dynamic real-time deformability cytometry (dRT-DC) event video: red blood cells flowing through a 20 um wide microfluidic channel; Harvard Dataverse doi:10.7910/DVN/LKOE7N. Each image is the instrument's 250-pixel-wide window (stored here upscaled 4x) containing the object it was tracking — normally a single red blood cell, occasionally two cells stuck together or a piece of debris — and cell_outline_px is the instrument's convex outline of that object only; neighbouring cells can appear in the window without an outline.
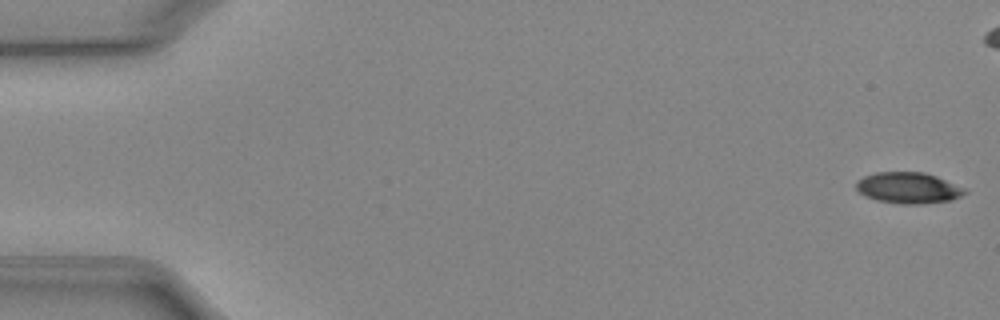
{"species": "Egyptian fruit bat (a non-hibernating species)", "species_latin": "Rousettus aegyptiacus", "temperature_condition": "cold", "stored_images_in_passage": 46, "camera_frame_rate_fps": 3000, "um_per_image_px": 0.085, "animal": {"sex": "female"}, "frame": {"image": 1, "passage_image": 1, "time_ms": 0.0, "image_size_px": [1000, 320], "cell_outline_px": [[968, 192], [952, 200], [924, 204], [900, 204], [876, 200], [864, 196], [856, 188], [856, 180], [864, 176], [876, 172], [924, 172], [936, 176], [964, 188]], "centroid_in_image_um": [77.18, 15.98], "position_along_channel_um": 7.8, "area_um2": 19.77}}
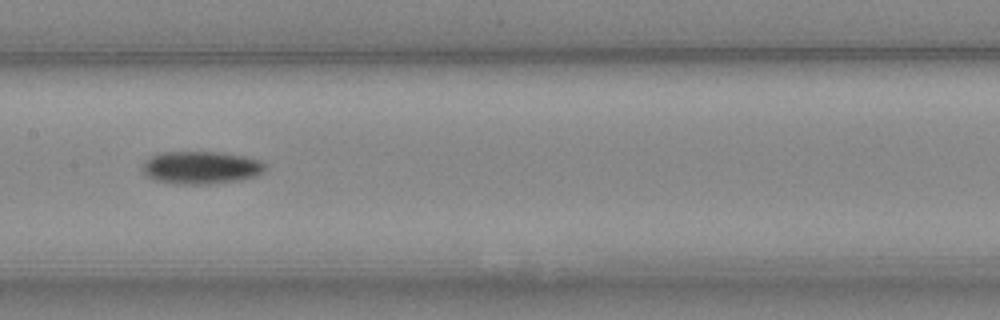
{"frame": {"image": 2, "passage_image": 26, "time_ms": 8.333, "image_size_px": [1000, 320], "cell_outline_px": [[264, 172], [256, 176], [240, 180], [216, 184], [176, 184], [156, 180], [144, 176], [140, 168], [144, 160], [160, 152], [220, 152], [244, 156], [260, 160], [264, 164]], "centroid_in_image_um": [17.04, 14.25], "position_along_channel_um": 190.4, "area_um2": 23.76}}
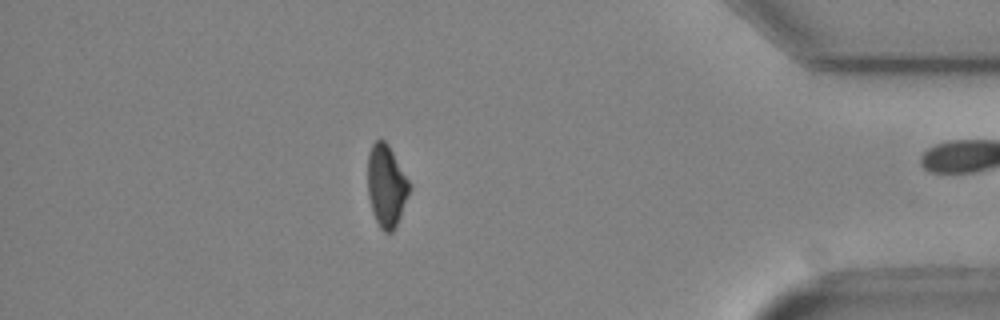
{"frame": {"image": 3, "passage_image": 45, "time_ms": 14.667, "image_size_px": [1000, 320], "cell_outline_px": [[412, 188], [400, 216], [392, 232], [384, 232], [380, 228], [372, 212], [368, 196], [368, 152], [372, 144], [380, 136], [388, 144], [412, 184]], "centroid_in_image_um": [32.85, 15.76], "position_along_channel_um": 402.3, "area_um2": 20.23}, "authors_computed_cell_mechanics": {"area_um2": 21.7617, "velocity_mm_per_s": 3.9638, "shape_relaxation_time_tau1_ms": 3.623, "shape_relaxation_time_tau2_ms": null, "deformation_change_tau1": 0.1163, "deformation_change_tau2": null}}